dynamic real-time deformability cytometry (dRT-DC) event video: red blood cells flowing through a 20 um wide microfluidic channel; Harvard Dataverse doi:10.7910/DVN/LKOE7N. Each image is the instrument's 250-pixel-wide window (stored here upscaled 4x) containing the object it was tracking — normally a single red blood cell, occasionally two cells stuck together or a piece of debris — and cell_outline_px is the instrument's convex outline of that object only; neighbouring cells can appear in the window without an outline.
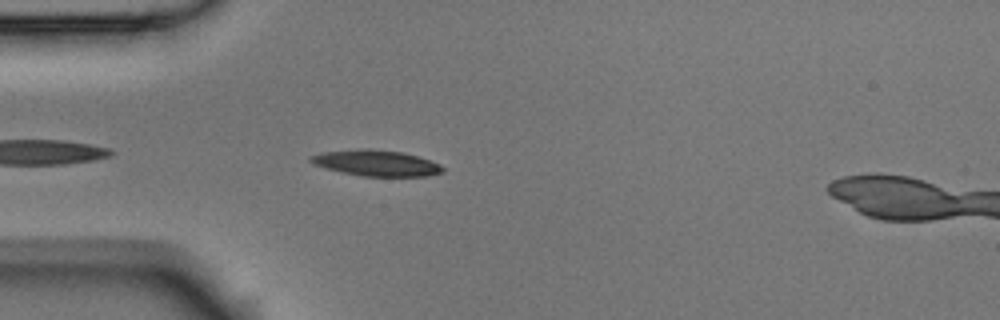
{"species": "Egyptian fruit bat (a non-hibernating species)", "species_latin": "Rousettus aegyptiacus", "temperature_condition": "room temperature", "stored_images_in_passage": 4, "camera_frame_rate_fps": 3000, "um_per_image_px": 0.085, "animal": {"sex": "male"}, "frame": {"image": 1, "passage_image": 4, "time_ms": 1.0, "image_size_px": [1000, 320], "cell_outline_px": [[444, 172], [428, 176], [364, 176], [340, 172], [312, 164], [308, 160], [312, 156], [320, 152], [364, 148], [368, 148], [404, 152], [440, 164], [444, 168]], "centroid_in_image_um": [31.97, 13.85], "position_along_channel_um": 53.0, "area_um2": 20.0}}